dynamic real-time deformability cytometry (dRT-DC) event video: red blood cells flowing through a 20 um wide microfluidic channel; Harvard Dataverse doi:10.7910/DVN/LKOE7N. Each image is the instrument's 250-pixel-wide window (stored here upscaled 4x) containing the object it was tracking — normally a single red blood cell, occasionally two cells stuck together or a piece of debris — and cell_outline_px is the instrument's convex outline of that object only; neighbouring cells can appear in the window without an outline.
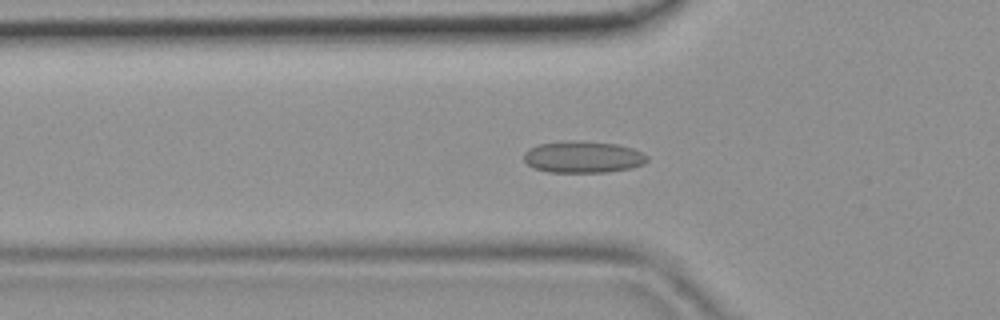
{"species": "common noctule bat (a hibernating species)", "species_latin": "Nyctalus noctula", "temperature_condition": "room temperature", "stored_images_in_passage": 41, "camera_frame_rate_fps": 3000, "um_per_image_px": 0.085, "animal": {"sex": "female", "body_mass_g": 19.9}, "frame": {"image": 1, "passage_image": 14, "time_ms": 4.333, "image_size_px": [1000, 320], "cell_outline_px": [[648, 160], [644, 164], [632, 168], [608, 172], [548, 172], [536, 168], [528, 164], [524, 160], [524, 152], [528, 148], [536, 144], [560, 140], [580, 140], [616, 144], [632, 148], [648, 156]], "centroid_in_image_um": [49.53, 13.33], "position_along_channel_um": 76.3, "area_um2": 23.12}}
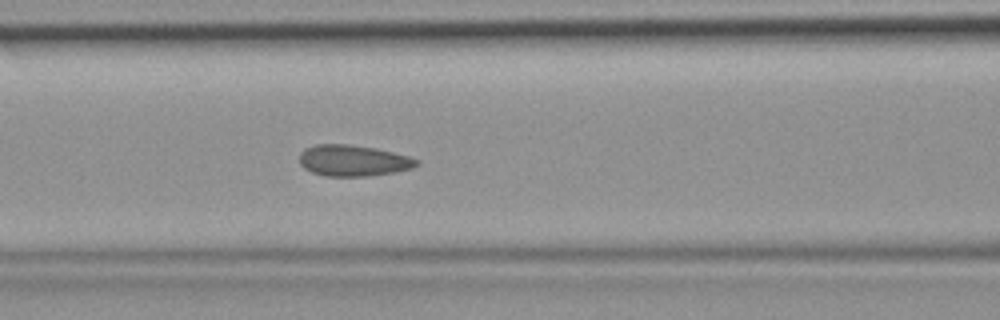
{"frame": {"image": 2, "passage_image": 18, "time_ms": 5.667, "image_size_px": [1000, 320], "cell_outline_px": [[420, 164], [412, 168], [396, 172], [368, 176], [324, 176], [312, 172], [304, 168], [300, 164], [300, 152], [304, 148], [316, 144], [348, 144], [376, 148], [408, 156], [420, 160]], "centroid_in_image_um": [30.02, 13.65], "position_along_channel_um": 136.6, "area_um2": 21.44}}
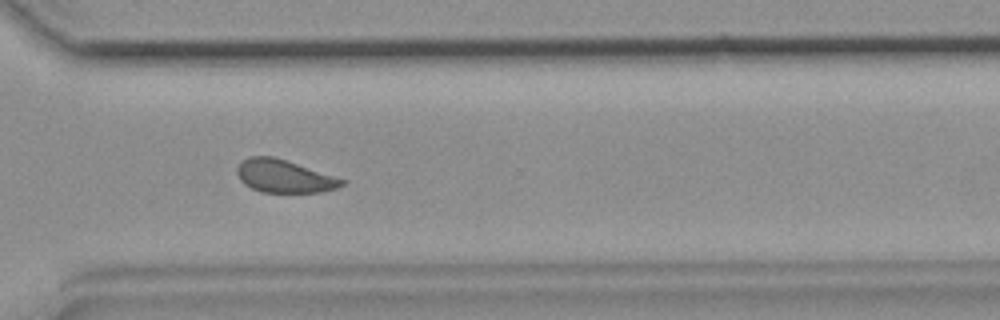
{"frame": {"image": 3, "passage_image": 32, "time_ms": 10.333, "image_size_px": [1000, 320], "cell_outline_px": [[348, 180], [344, 184], [336, 188], [320, 192], [260, 192], [244, 184], [240, 180], [236, 172], [236, 168], [248, 156], [272, 156]], "centroid_in_image_um": [24.15, 14.98], "position_along_channel_um": 346.4, "area_um2": 19.94}}